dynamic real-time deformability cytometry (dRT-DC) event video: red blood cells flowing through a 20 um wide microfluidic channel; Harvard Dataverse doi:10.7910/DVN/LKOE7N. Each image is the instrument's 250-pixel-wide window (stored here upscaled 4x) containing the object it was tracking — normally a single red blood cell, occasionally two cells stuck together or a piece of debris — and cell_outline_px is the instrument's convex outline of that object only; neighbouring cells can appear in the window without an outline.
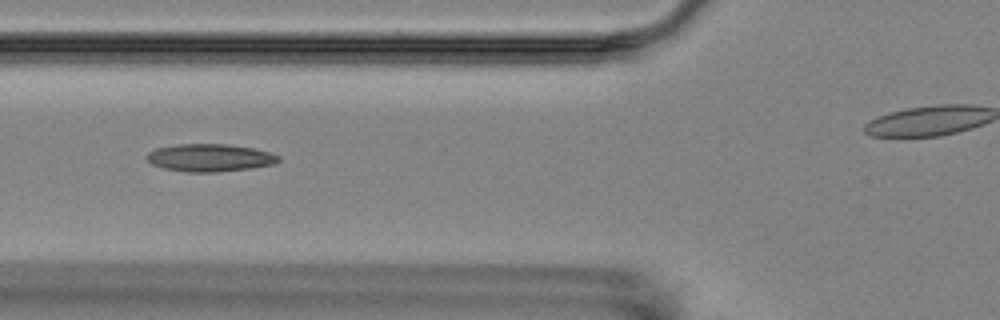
{"species": "Egyptian fruit bat (a non-hibernating species)", "species_latin": "Rousettus aegyptiacus", "temperature_condition": "room temperature", "stored_images_in_passage": 5, "segment_of_instrument_passage": [1, 2], "camera_frame_rate_fps": 3000, "um_per_image_px": 0.085, "animal": {"sex": "female"}, "frame": {"image": 1, "passage_image": 2, "time_ms": 1.0, "image_size_px": [1000, 320], "cell_outline_px": [[280, 160], [272, 164], [248, 168], [216, 172], [188, 172], [164, 168], [152, 164], [144, 156], [148, 152], [156, 148], [176, 144], [228, 144], [252, 148], [268, 152], [280, 156]], "centroid_in_image_um": [17.79, 13.4], "position_along_channel_um": 108.0, "area_um2": 21.04}}
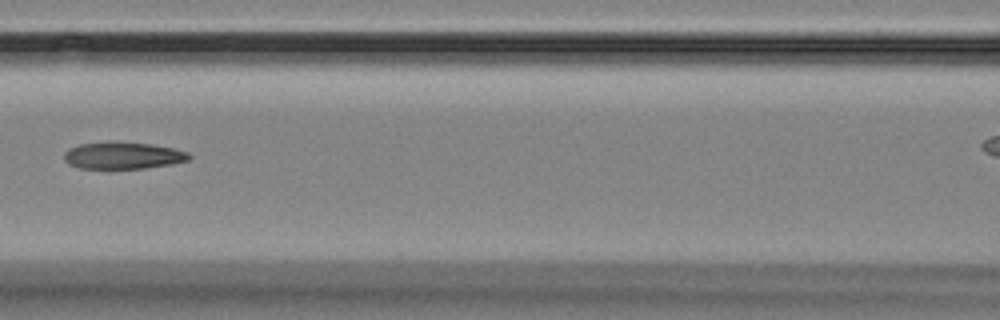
{"frame": {"image": 2, "passage_image": 3, "time_ms": 2.333, "image_size_px": [1000, 320], "cell_outline_px": [[192, 156], [188, 160], [172, 164], [144, 168], [80, 168], [68, 164], [64, 160], [64, 152], [68, 148], [80, 144], [108, 140], [116, 140], [152, 144], [172, 148], [188, 152]], "centroid_in_image_um": [10.42, 13.19], "position_along_channel_um": 156.2, "area_um2": 20.0}}
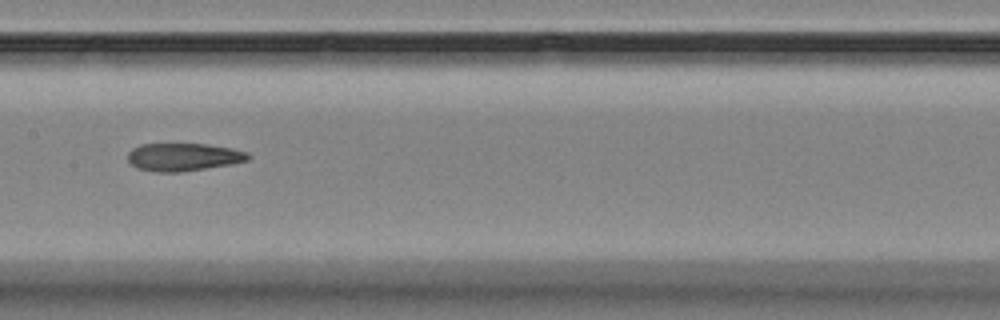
{"frame": {"image": 3, "passage_image": 4, "time_ms": 3.333, "image_size_px": [1000, 320], "cell_outline_px": [[252, 156], [248, 160], [232, 164], [180, 172], [156, 172], [136, 168], [128, 160], [128, 152], [132, 148], [140, 144], [204, 144], [232, 148], [248, 152]], "centroid_in_image_um": [15.59, 13.34], "position_along_channel_um": 191.8, "area_um2": 19.59}}